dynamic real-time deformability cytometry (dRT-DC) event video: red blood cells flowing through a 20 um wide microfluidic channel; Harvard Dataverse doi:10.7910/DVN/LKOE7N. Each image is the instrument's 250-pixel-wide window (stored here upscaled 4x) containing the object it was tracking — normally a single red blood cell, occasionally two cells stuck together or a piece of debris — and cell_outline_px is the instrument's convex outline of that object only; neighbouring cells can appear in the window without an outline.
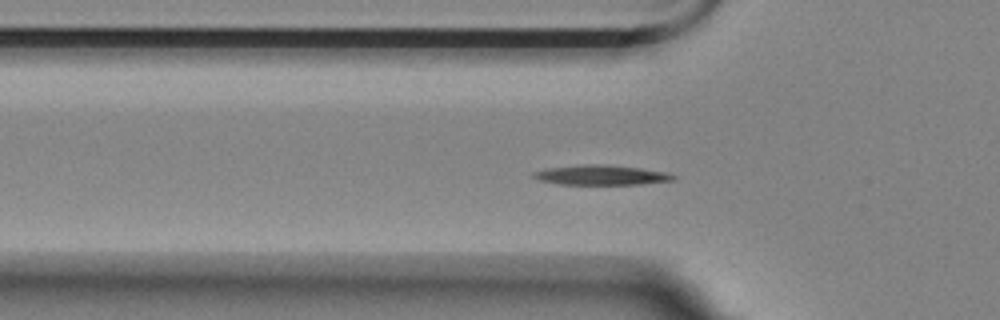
{"species": "Egyptian fruit bat (a non-hibernating species)", "species_latin": "Rousettus aegyptiacus", "temperature_condition": "room temperature", "stored_images_in_passage": 54, "camera_frame_rate_fps": 3000, "um_per_image_px": 0.085, "animal": {"sex": "female"}, "frame": {"image": 1, "passage_image": 14, "time_ms": 4.333, "image_size_px": [1000, 320], "cell_outline_px": [[676, 180], [640, 184], [560, 184], [540, 180], [532, 176], [532, 172], [548, 168], [584, 164], [596, 164], [640, 168], [668, 172], [676, 176]], "centroid_in_image_um": [51.14, 14.88], "position_along_channel_um": 74.7, "area_um2": 16.01}}
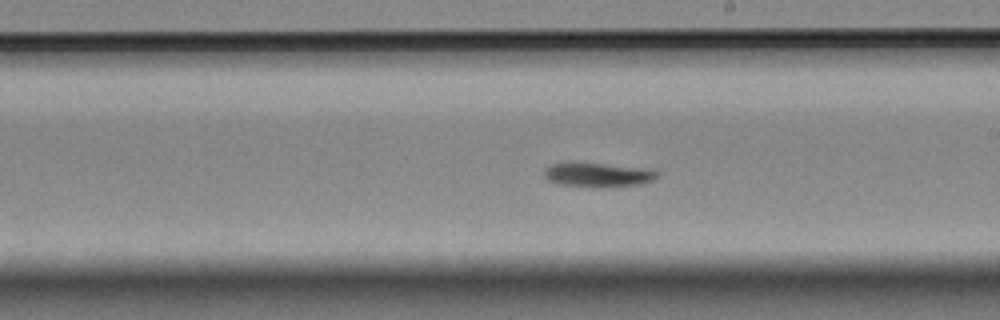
{"frame": {"image": 2, "passage_image": 28, "time_ms": 9.0, "image_size_px": [1000, 320], "cell_outline_px": [[660, 172], [652, 180], [640, 184], [592, 188], [588, 188], [556, 184], [548, 180], [544, 176], [544, 168], [552, 164], [604, 164], [640, 168]], "centroid_in_image_um": [50.76, 14.9], "position_along_channel_um": 238.2, "area_um2": 15.61}}
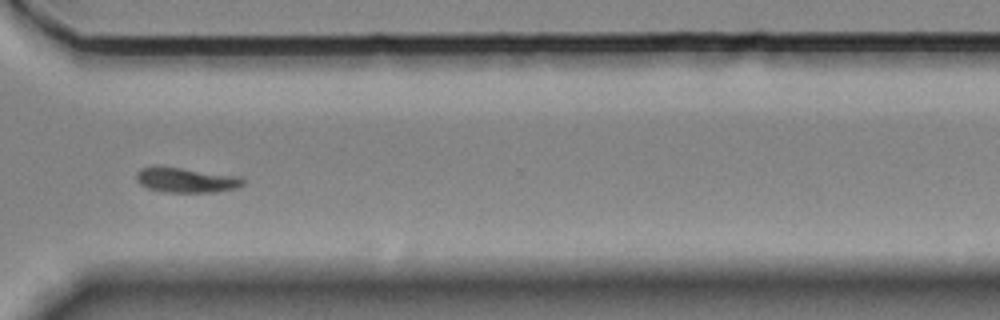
{"frame": {"image": 3, "passage_image": 38, "time_ms": 12.333, "image_size_px": [1000, 320], "cell_outline_px": [[244, 184], [236, 188], [216, 192], [164, 192], [148, 188], [140, 184], [136, 180], [136, 172], [140, 168], [152, 164], [156, 164], [240, 176], [244, 180]], "centroid_in_image_um": [15.76, 15.27], "position_along_channel_um": 354.8, "area_um2": 15.95}, "authors_computed_cell_mechanics": {"area_um2": 15.606, "velocity_mm_per_s": 3.502, "shape_relaxation_time_tau1_ms": 4.9525, "shape_relaxation_time_tau2_ms": null, "deformation_change_tau1": 0.1651, "deformation_change_tau2": null}}